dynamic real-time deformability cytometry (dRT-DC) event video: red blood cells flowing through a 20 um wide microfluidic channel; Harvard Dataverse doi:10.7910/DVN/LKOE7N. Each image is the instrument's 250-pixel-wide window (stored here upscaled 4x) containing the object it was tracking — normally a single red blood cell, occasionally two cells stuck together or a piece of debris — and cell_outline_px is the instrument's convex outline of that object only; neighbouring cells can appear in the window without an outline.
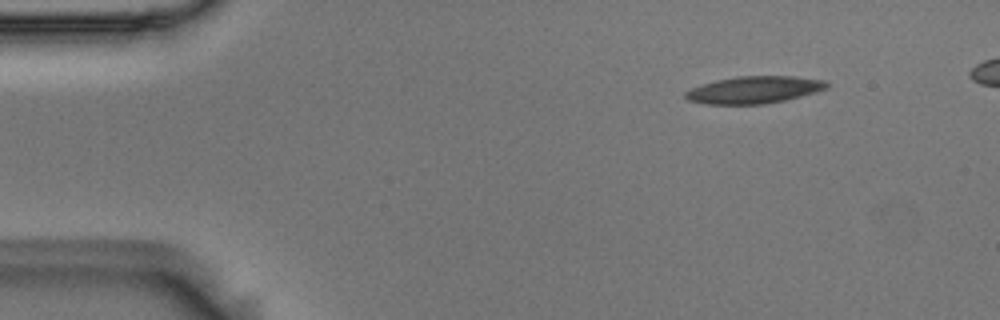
{"species": "Egyptian fruit bat (a non-hibernating species)", "species_latin": "Rousettus aegyptiacus", "temperature_condition": "room temperature", "stored_images_in_passage": 4, "camera_frame_rate_fps": 3000, "um_per_image_px": 0.085, "animal": {"sex": "male"}, "frame": {"image": 1, "passage_image": 1, "time_ms": 0.0, "image_size_px": [1000, 320], "cell_outline_px": [[828, 88], [800, 96], [784, 100], [764, 104], [708, 104], [688, 100], [684, 96], [684, 92], [692, 88], [716, 80], [736, 76], [796, 76], [824, 80], [828, 84]], "centroid_in_image_um": [64.1, 7.63], "position_along_channel_um": 20.9, "area_um2": 22.2}}